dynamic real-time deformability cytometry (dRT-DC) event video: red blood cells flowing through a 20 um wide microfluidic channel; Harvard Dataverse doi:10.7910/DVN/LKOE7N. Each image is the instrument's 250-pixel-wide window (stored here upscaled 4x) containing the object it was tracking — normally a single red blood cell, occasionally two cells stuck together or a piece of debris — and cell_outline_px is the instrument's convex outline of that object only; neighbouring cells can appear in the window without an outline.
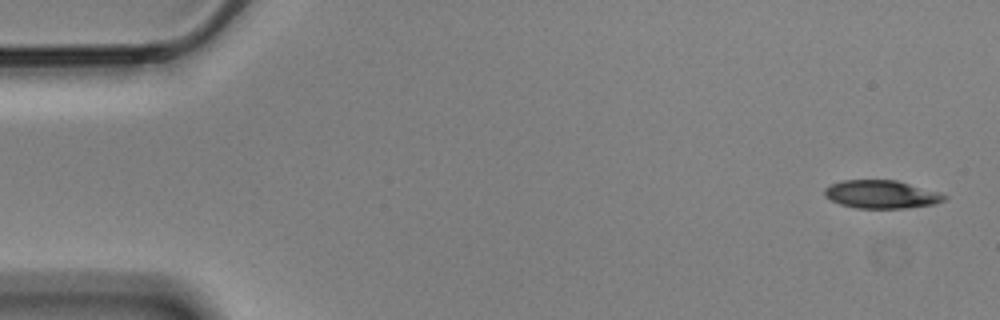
{"species": "Egyptian fruit bat (a non-hibernating species)", "species_latin": "Rousettus aegyptiacus", "temperature_condition": "cold", "stored_images_in_passage": 56, "camera_frame_rate_fps": 3000, "um_per_image_px": 0.085, "animal": {"sex": "male"}, "frame": {"image": 1, "passage_image": 1, "time_ms": 0.0, "image_size_px": [1000, 320], "cell_outline_px": [[948, 200], [936, 204], [908, 208], [856, 208], [840, 204], [824, 196], [824, 188], [840, 180], [896, 180], [940, 192], [948, 196]], "centroid_in_image_um": [74.96, 16.52], "position_along_channel_um": 10.0, "area_um2": 19.83}}
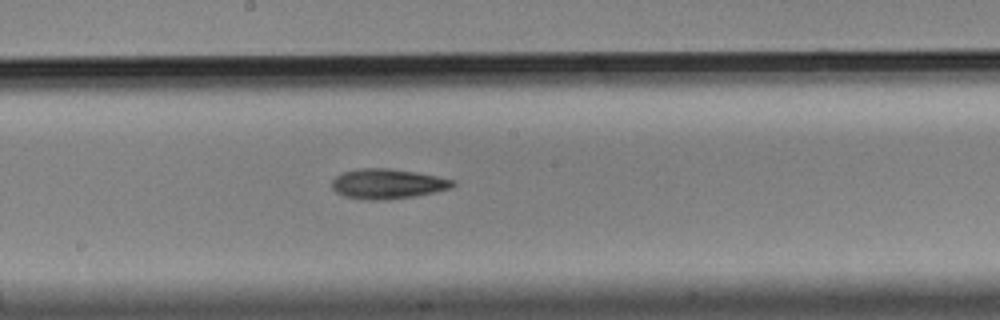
{"frame": {"image": 2, "passage_image": 29, "time_ms": 9.333, "image_size_px": [1000, 320], "cell_outline_px": [[456, 184], [452, 188], [412, 196], [384, 200], [368, 200], [344, 196], [336, 192], [332, 188], [332, 180], [336, 176], [344, 172], [360, 168], [388, 168], [436, 176], [456, 180]], "centroid_in_image_um": [32.93, 15.62], "position_along_channel_um": 215.3, "area_um2": 20.87}}
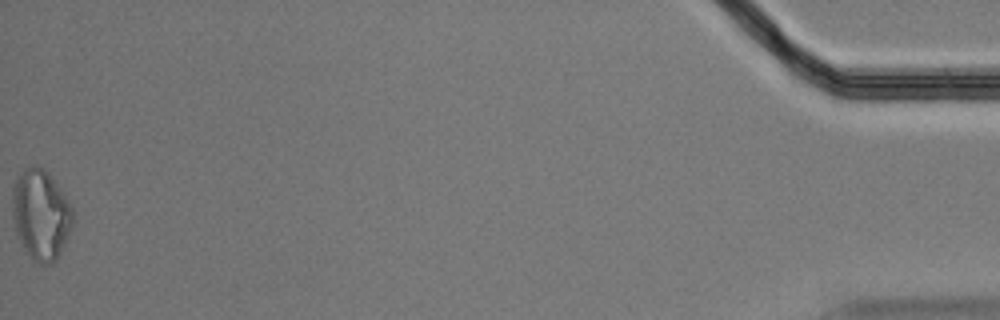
{"frame": {"image": 3, "passage_image": 56, "time_ms": 18.333, "image_size_px": [1000, 320], "cell_outline_px": [[76, 220], [56, 260], [48, 264], [40, 264], [32, 260], [24, 252], [20, 244], [16, 232], [12, 216], [12, 184], [20, 172], [24, 168], [32, 164], [36, 164], [44, 168], [60, 188], [76, 212]], "centroid_in_image_um": [3.47, 18.23], "position_along_channel_um": 431.7, "area_um2": 32.71}, "authors_computed_cell_mechanics": {"area_um2": 20.7213, "velocity_mm_per_s": 3.5038, "shape_relaxation_time_tau1_ms": 5.887, "shape_relaxation_time_tau2_ms": null, "deformation_change_tau1": 0.1466, "deformation_change_tau2": null}}